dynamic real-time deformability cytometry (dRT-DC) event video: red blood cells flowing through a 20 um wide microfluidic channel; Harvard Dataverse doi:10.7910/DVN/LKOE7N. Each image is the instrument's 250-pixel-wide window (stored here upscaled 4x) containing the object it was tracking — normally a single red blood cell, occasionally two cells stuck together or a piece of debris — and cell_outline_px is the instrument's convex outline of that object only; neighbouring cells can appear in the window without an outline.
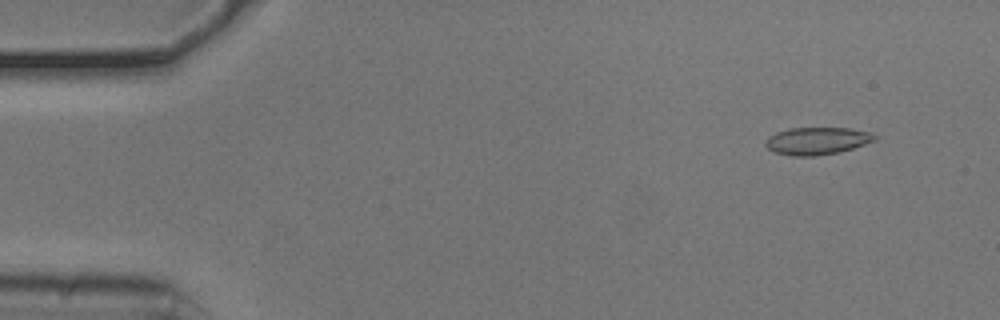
{"species": "common noctule bat (a hibernating species)", "species_latin": "Nyctalus noctula", "temperature_condition": "cold", "stored_images_in_passage": 54, "camera_frame_rate_fps": 3000, "um_per_image_px": 0.085, "animal": {"sex": "male", "body_mass_g": 20.5, "forearm_length_mm": 52.5}, "frame": {"image": 1, "passage_image": 5, "time_ms": 1.333, "image_size_px": [1000, 320], "cell_outline_px": [[876, 140], [840, 152], [816, 156], [792, 156], [772, 152], [764, 144], [768, 136], [776, 132], [788, 128], [848, 128], [872, 132], [876, 136]], "centroid_in_image_um": [69.42, 11.98], "position_along_channel_um": 15.6, "area_um2": 17.57}}
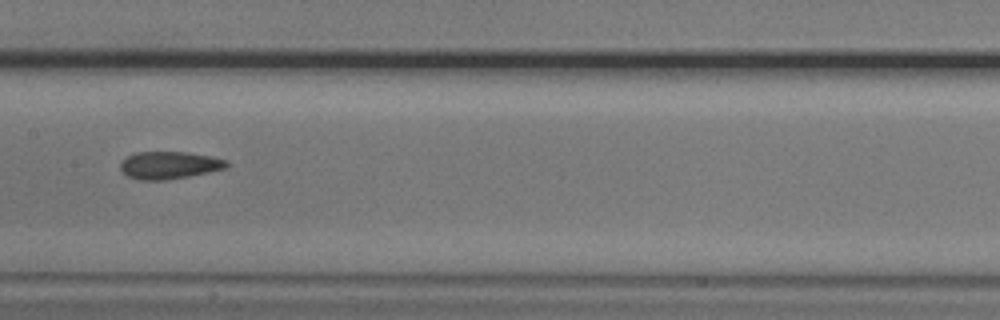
{"frame": {"image": 2, "passage_image": 27, "time_ms": 8.667, "image_size_px": [1000, 320], "cell_outline_px": [[228, 168], [188, 176], [164, 180], [140, 180], [128, 176], [120, 168], [120, 164], [128, 156], [136, 152], [188, 152], [212, 156], [228, 160]], "centroid_in_image_um": [14.43, 14.03], "position_along_channel_um": 193.0, "area_um2": 16.94}}
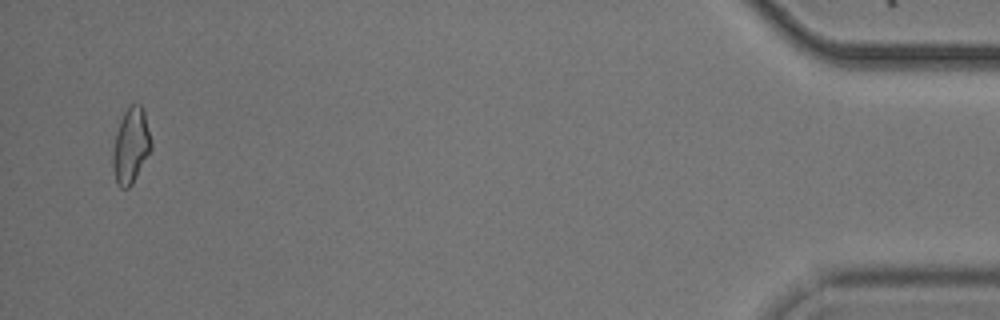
{"frame": {"image": 3, "passage_image": 52, "time_ms": 17.0, "image_size_px": [1000, 320], "cell_outline_px": [[152, 148], [132, 184], [128, 188], [120, 188], [116, 184], [112, 168], [112, 152], [116, 132], [120, 120], [124, 112], [132, 104], [140, 104], [144, 112], [152, 140]], "centroid_in_image_um": [11.11, 12.41], "position_along_channel_um": 424.1, "area_um2": 16.94}, "authors_computed_cell_mechanics": {"area_um2": 17.0221, "velocity_mm_per_s": 3.7826, "shape_relaxation_time_tau1_ms": 2.2481, "shape_relaxation_time_tau2_ms": 2.6716, "deformation_change_tau1": 0.0884, "deformation_change_tau2": 0.085}}